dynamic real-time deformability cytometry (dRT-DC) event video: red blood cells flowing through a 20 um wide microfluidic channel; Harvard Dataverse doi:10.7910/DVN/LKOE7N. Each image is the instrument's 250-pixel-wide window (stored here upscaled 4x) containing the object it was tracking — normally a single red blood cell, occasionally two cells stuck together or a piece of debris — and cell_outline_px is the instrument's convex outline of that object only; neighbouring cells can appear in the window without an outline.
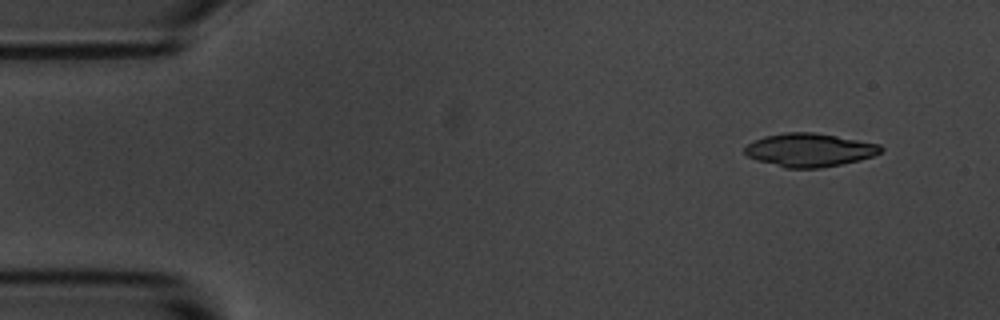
{"species": "common noctule bat (a hibernating species)", "species_latin": "Nyctalus noctula", "temperature_condition": "room temperature", "stored_images_in_passage": 4, "camera_frame_rate_fps": 3000, "um_per_image_px": 0.085, "animal": {"sex": "male", "body_mass_g": 20.1, "forearm_length_mm": 53.5}, "frame": {"image": 1, "passage_image": 1, "time_ms": 0.0, "image_size_px": [1000, 320], "cell_outline_px": [[884, 148], [880, 152], [872, 156], [860, 160], [820, 168], [784, 168], [756, 160], [748, 156], [744, 152], [744, 148], [748, 144], [764, 136], [784, 132], [812, 132], [836, 136], [880, 144]], "centroid_in_image_um": [68.79, 12.75], "position_along_channel_um": 16.2, "area_um2": 26.36}}
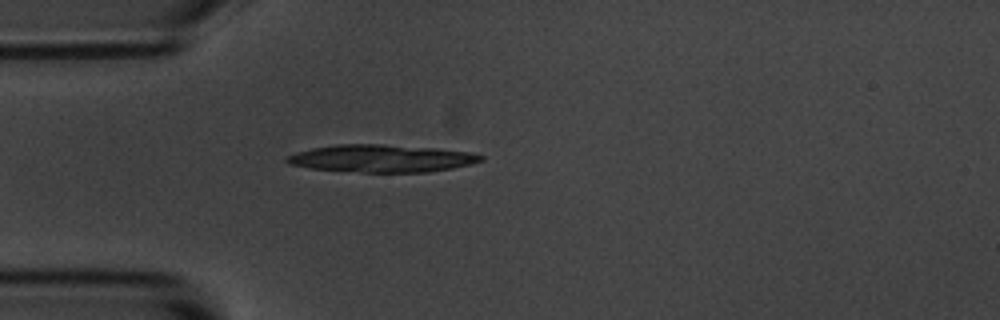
{"frame": {"image": 2, "passage_image": 4, "time_ms": 3.333, "image_size_px": [1000, 320], "cell_outline_px": [[484, 160], [452, 168], [428, 172], [364, 172], [308, 168], [288, 164], [284, 160], [284, 156], [296, 152], [312, 148], [336, 144], [380, 144], [432, 148], [472, 152], [484, 156]], "centroid_in_image_um": [32.37, 13.46], "position_along_channel_um": 52.6, "area_um2": 31.04}}